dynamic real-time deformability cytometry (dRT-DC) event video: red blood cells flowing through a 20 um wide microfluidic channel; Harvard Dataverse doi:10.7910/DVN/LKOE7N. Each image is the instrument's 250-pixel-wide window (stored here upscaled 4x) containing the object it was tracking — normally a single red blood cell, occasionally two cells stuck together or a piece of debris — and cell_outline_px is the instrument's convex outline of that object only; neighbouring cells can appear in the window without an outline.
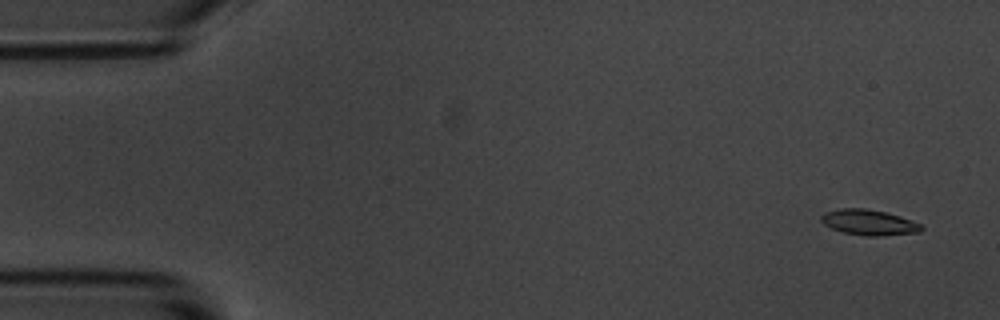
{"species": "common noctule bat (a hibernating species)", "species_latin": "Nyctalus noctula", "temperature_condition": "room temperature", "stored_images_in_passage": 5, "camera_frame_rate_fps": 3000, "um_per_image_px": 0.085, "animal": {"sex": "male", "body_mass_g": 20.1, "forearm_length_mm": 53.5}, "frame": {"image": 1, "passage_image": 1, "time_ms": 0.0, "image_size_px": [1000, 320], "cell_outline_px": [[924, 228], [920, 232], [880, 236], [864, 236], [840, 232], [824, 224], [820, 220], [820, 216], [824, 212], [840, 208], [864, 208], [884, 212], [900, 216], [920, 224]], "centroid_in_image_um": [73.82, 18.91], "position_along_channel_um": 11.2, "area_um2": 14.97}}